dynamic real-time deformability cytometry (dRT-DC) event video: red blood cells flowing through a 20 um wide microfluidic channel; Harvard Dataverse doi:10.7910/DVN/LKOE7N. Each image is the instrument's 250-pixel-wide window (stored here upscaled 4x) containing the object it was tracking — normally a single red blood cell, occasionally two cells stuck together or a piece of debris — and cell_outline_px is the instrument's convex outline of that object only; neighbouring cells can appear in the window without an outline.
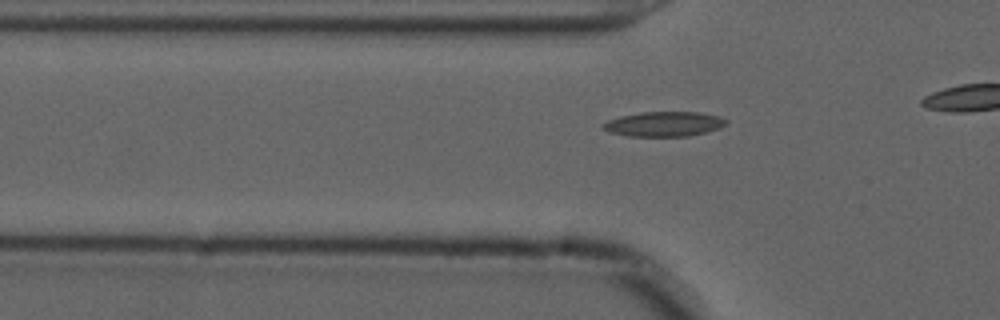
{"species": "common noctule bat (a hibernating species)", "species_latin": "Nyctalus noctula", "temperature_condition": "cold", "stored_images_in_passage": 8, "camera_frame_rate_fps": 3000, "um_per_image_px": 0.085, "animal": {"sex": "male", "forearm_length_mm": 52.5}, "frame": {"image": 1, "passage_image": 2, "time_ms": 0.333, "image_size_px": [1000, 320], "cell_outline_px": [[728, 124], [720, 128], [688, 136], [628, 136], [608, 132], [600, 124], [608, 120], [620, 116], [640, 112], [700, 112], [716, 116], [728, 120]], "centroid_in_image_um": [56.42, 10.54], "position_along_channel_um": 69.4, "area_um2": 17.8}}
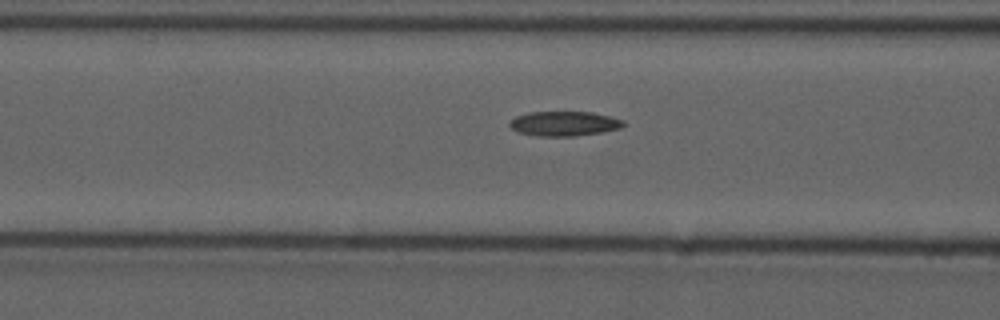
{"frame": {"image": 2, "passage_image": 6, "time_ms": 1.667, "image_size_px": [1000, 320], "cell_outline_px": [[624, 124], [620, 128], [600, 132], [576, 136], [536, 136], [516, 132], [508, 124], [516, 116], [528, 112], [592, 112], [624, 120]], "centroid_in_image_um": [47.92, 10.51], "position_along_channel_um": 118.7, "area_um2": 16.3}}